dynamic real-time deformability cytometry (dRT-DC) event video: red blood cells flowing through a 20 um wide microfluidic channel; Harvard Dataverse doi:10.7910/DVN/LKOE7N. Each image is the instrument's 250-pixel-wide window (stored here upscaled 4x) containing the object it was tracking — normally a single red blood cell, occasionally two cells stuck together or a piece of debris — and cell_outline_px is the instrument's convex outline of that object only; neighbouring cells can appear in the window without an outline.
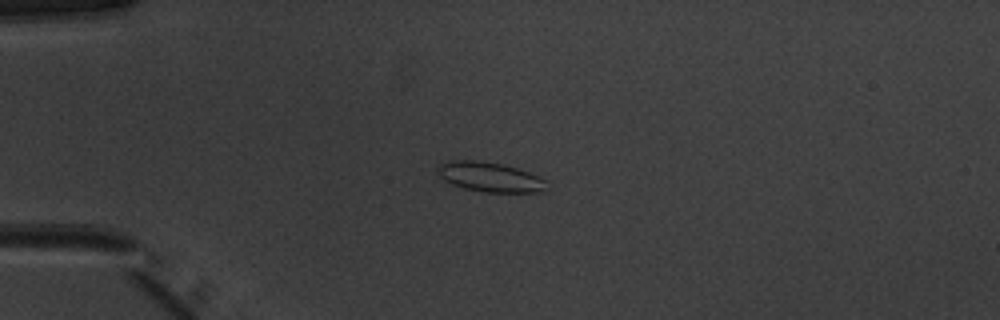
{"species": "common noctule bat (a hibernating species)", "species_latin": "Nyctalus noctula", "temperature_condition": "warm", "stored_images_in_passage": 40, "camera_frame_rate_fps": 3000, "um_per_image_px": 0.085, "animal": {"sex": "male", "body_mass_g": 20.1, "forearm_length_mm": 53.5}, "frame": {"image": 1, "passage_image": 2, "time_ms": 0.333, "image_size_px": [1000, 320], "cell_outline_px": [[548, 188], [544, 192], [484, 192], [464, 188], [452, 184], [444, 180], [440, 176], [436, 168], [440, 164], [448, 160], [480, 160], [500, 164], [516, 168], [528, 172], [548, 180]], "centroid_in_image_um": [41.67, 15.05], "position_along_channel_um": 43.3, "area_um2": 19.02}}
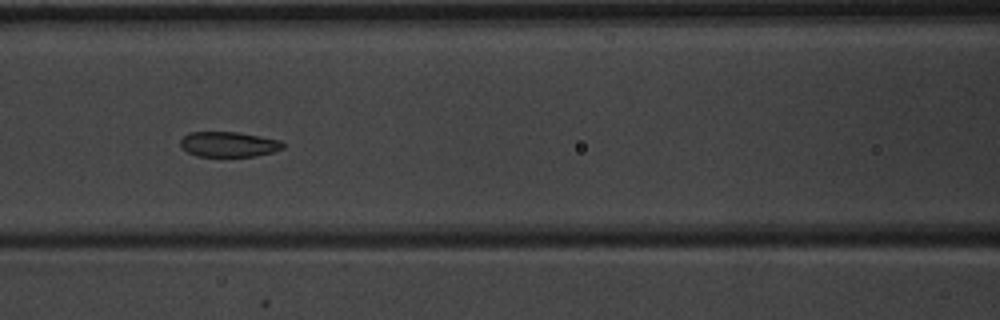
{"frame": {"image": 2, "passage_image": 12, "time_ms": 3.667, "image_size_px": [1000, 320], "cell_outline_px": [[284, 148], [272, 152], [256, 156], [196, 156], [180, 148], [180, 140], [188, 132], [236, 132], [260, 136], [280, 140], [284, 144]], "centroid_in_image_um": [19.41, 12.26], "position_along_channel_um": 147.2, "area_um2": 15.09}}
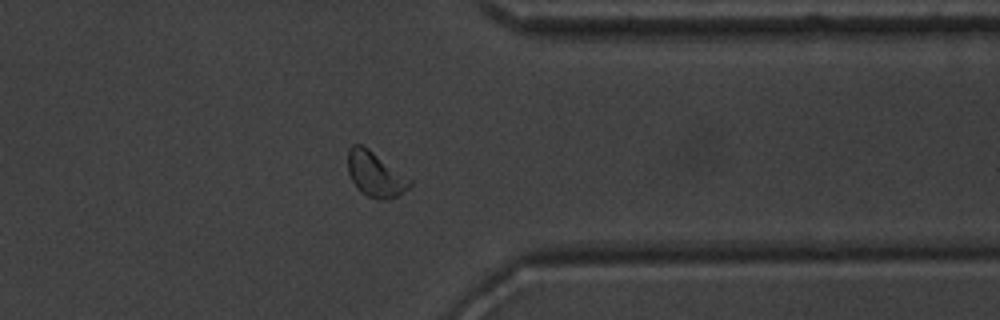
{"frame": {"image": 3, "passage_image": 30, "time_ms": 9.667, "image_size_px": [1000, 320], "cell_outline_px": [[412, 184], [408, 188], [396, 196], [388, 200], [376, 200], [368, 196], [356, 188], [348, 172], [348, 148], [352, 144], [360, 144], [368, 148], [412, 180]], "centroid_in_image_um": [31.88, 14.82], "position_along_channel_um": 379.5, "area_um2": 16.18}, "authors_computed_cell_mechanics": {"area_um2": 16.2996, "velocity_mm_per_s": 3.9566, "shape_relaxation_time_tau1_ms": null, "shape_relaxation_time_tau2_ms": 2.2829, "deformation_change_tau1": null, "deformation_change_tau2": 0.076}}